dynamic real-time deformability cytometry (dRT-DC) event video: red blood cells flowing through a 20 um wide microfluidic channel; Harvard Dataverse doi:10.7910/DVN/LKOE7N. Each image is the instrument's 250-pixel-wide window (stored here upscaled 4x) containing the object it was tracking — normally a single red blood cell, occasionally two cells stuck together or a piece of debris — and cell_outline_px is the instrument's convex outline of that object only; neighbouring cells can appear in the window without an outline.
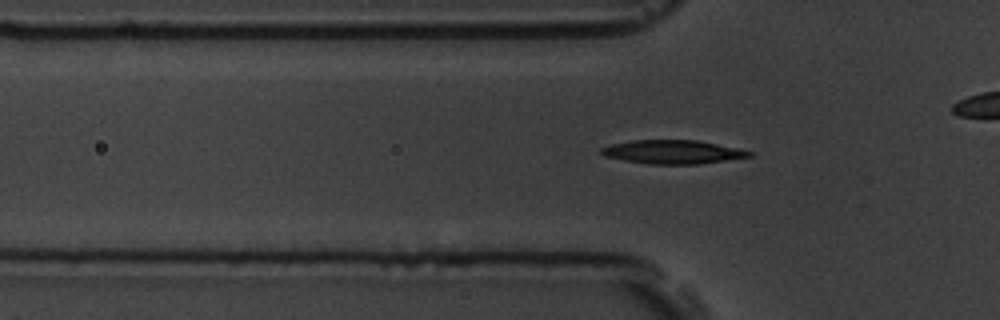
{"species": "common noctule bat (a hibernating species)", "species_latin": "Nyctalus noctula", "temperature_condition": "room temperature", "stored_images_in_passage": 54, "camera_frame_rate_fps": 3000, "um_per_image_px": 0.085, "animal": {"sex": "male", "body_mass_g": 19.5, "forearm_length_mm": 54.6}, "frame": {"image": 1, "passage_image": 18, "time_ms": 5.667, "image_size_px": [1000, 320], "cell_outline_px": [[752, 156], [700, 164], [648, 164], [624, 160], [604, 156], [600, 152], [600, 148], [612, 144], [632, 140], [696, 140], [736, 148], [752, 152]], "centroid_in_image_um": [57.14, 12.92], "position_along_channel_um": 68.7, "area_um2": 20.23}}
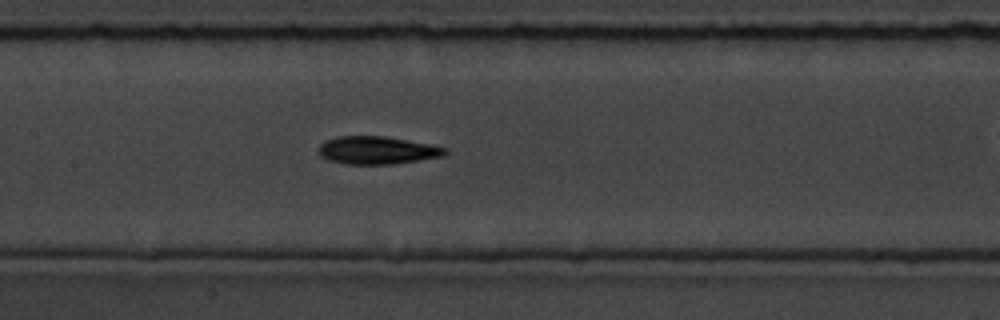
{"frame": {"image": 2, "passage_image": 27, "time_ms": 8.667, "image_size_px": [1000, 320], "cell_outline_px": [[448, 152], [444, 156], [392, 164], [344, 164], [328, 160], [320, 156], [320, 144], [324, 140], [336, 136], [384, 136], [428, 144], [448, 148]], "centroid_in_image_um": [32.04, 12.77], "position_along_channel_um": 175.4, "area_um2": 20.46}}
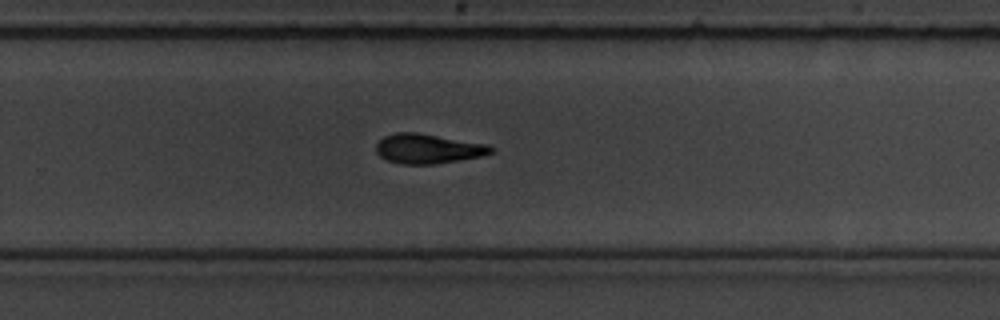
{"frame": {"image": 3, "passage_image": 37, "time_ms": 12.0, "image_size_px": [1000, 320], "cell_outline_px": [[496, 152], [480, 156], [432, 164], [400, 164], [388, 160], [380, 156], [376, 152], [376, 144], [384, 136], [396, 132], [416, 132], [488, 144], [496, 148]], "centroid_in_image_um": [36.39, 12.63], "position_along_channel_um": 293.4, "area_um2": 19.83}, "authors_computed_cell_mechanics": {"area_um2": 19.941, "velocity_mm_per_s": 3.5548, "shape_relaxation_time_tau1_ms": 3.0252, "shape_relaxation_time_tau2_ms": 4.6044, "deformation_change_tau1": 0.1433, "deformation_change_tau2": 0.1157}}